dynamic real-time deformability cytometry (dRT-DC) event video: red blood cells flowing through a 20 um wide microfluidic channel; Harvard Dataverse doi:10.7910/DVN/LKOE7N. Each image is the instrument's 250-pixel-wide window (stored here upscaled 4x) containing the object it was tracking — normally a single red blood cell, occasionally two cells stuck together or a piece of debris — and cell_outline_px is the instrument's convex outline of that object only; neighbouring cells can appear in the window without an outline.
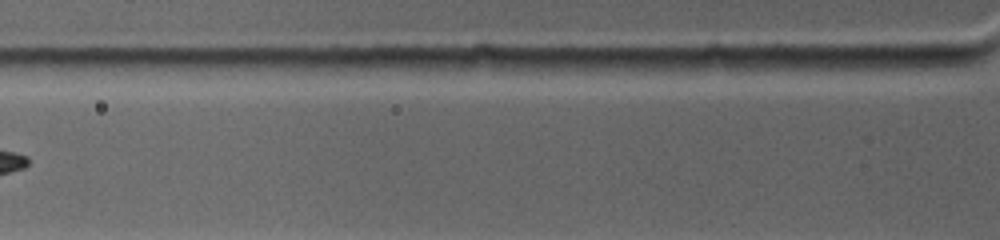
{"species": "common noctule bat (a hibernating species)", "species_latin": "Nyctalus noctula", "temperature_condition": "warm", "stored_images_in_passage": 2, "camera_frame_rate_fps": 4500, "um_per_image_px": 0.085, "animal": {"sex": "female", "body_mass_g": 19.0, "forearm_length_mm": 53.3}, "frame": {"image": 1, "passage_image": 2, "time_ms": 1.333, "image_size_px": [1000, 240], "cell_outline_px": [[728, 64], [724, 68], [700, 76], [636, 76], [632, 68], [648, 60], [708, 56], [716, 56]], "centroid_in_image_um": [57.8, 5.67], "position_along_channel_um": 68.0, "area_um2": 10.64}}